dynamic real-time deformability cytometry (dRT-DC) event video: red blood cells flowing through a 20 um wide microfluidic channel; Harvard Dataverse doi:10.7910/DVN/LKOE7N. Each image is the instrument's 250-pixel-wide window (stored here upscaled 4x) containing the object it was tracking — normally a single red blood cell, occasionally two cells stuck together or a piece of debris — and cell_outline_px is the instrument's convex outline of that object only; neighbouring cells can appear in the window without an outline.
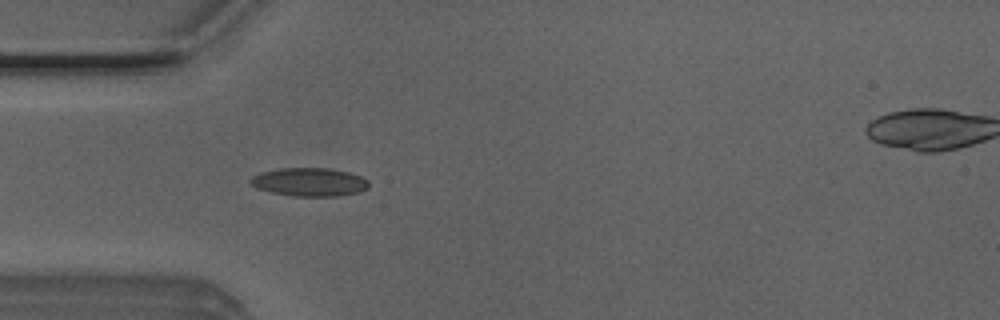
{"species": "Egyptian fruit bat (a non-hibernating species)", "species_latin": "Rousettus aegyptiacus", "temperature_condition": "room temperature", "stored_images_in_passage": 23, "camera_frame_rate_fps": 3000, "um_per_image_px": 0.085, "animal": {"sex": "male"}, "frame": {"image": 1, "passage_image": 1, "time_ms": 0.0, "image_size_px": [1000, 320], "cell_outline_px": [[368, 188], [360, 192], [340, 196], [296, 196], [272, 192], [256, 188], [248, 180], [252, 176], [260, 172], [280, 168], [332, 168], [348, 172], [360, 176], [368, 180]], "centroid_in_image_um": [26.31, 15.47], "position_along_channel_um": 58.7, "area_um2": 19.65}}
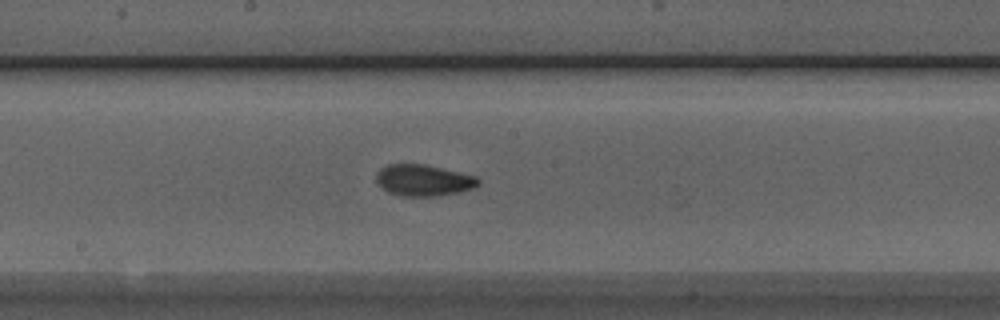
{"frame": {"image": 2, "passage_image": 13, "time_ms": 4.0, "image_size_px": [1000, 320], "cell_outline_px": [[480, 184], [472, 188], [460, 192], [440, 196], [400, 196], [388, 192], [380, 188], [376, 180], [376, 172], [380, 168], [388, 164], [424, 164], [476, 176], [480, 180]], "centroid_in_image_um": [35.97, 15.33], "position_along_channel_um": 212.2, "area_um2": 18.84}}
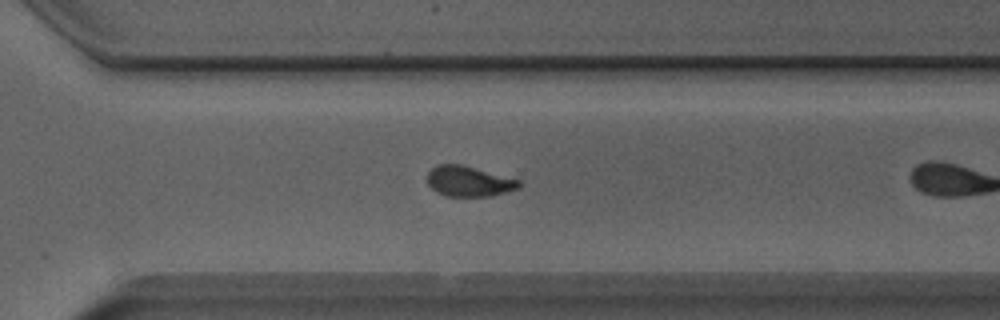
{"frame": {"image": 3, "passage_image": 19, "time_ms": 6.0, "image_size_px": [1000, 320], "cell_outline_px": [[520, 188], [492, 196], [444, 196], [436, 192], [428, 184], [428, 172], [436, 164], [464, 164], [520, 180]], "centroid_in_image_um": [39.85, 15.4], "position_along_channel_um": 330.7, "area_um2": 16.42}}